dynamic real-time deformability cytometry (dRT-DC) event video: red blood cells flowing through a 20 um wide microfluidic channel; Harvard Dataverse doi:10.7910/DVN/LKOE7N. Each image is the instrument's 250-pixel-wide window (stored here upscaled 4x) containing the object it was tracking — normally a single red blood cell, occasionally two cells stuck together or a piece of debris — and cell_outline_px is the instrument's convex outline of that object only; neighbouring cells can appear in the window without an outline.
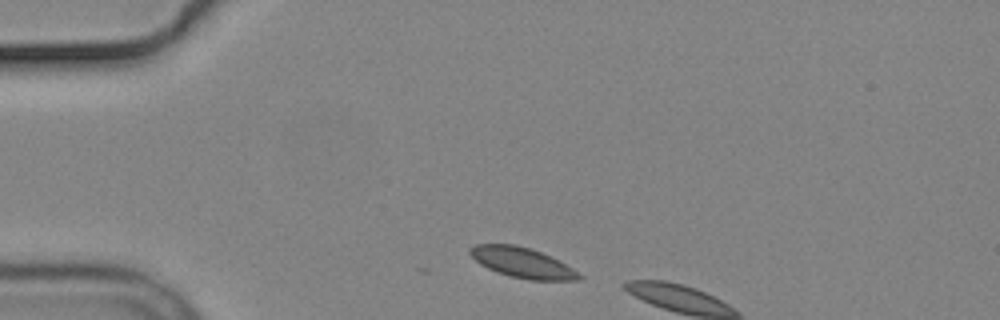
{"species": "common noctule bat (a hibernating species)", "species_latin": "Nyctalus noctula", "temperature_condition": "cold", "stored_images_in_passage": 2, "camera_frame_rate_fps": 3000, "um_per_image_px": 0.085, "animal": {"sex": "male", "body_mass_g": 19.2, "forearm_length_mm": 51.8}, "frame": {"image": 1, "passage_image": 1, "time_ms": 0.0, "image_size_px": [1000, 320], "cell_outline_px": [[584, 276], [580, 280], [528, 280], [496, 272], [480, 264], [468, 252], [468, 248], [476, 244], [516, 244], [540, 252], [560, 260], [580, 272]], "centroid_in_image_um": [44.43, 22.33], "position_along_channel_um": 40.6, "area_um2": 19.31}}